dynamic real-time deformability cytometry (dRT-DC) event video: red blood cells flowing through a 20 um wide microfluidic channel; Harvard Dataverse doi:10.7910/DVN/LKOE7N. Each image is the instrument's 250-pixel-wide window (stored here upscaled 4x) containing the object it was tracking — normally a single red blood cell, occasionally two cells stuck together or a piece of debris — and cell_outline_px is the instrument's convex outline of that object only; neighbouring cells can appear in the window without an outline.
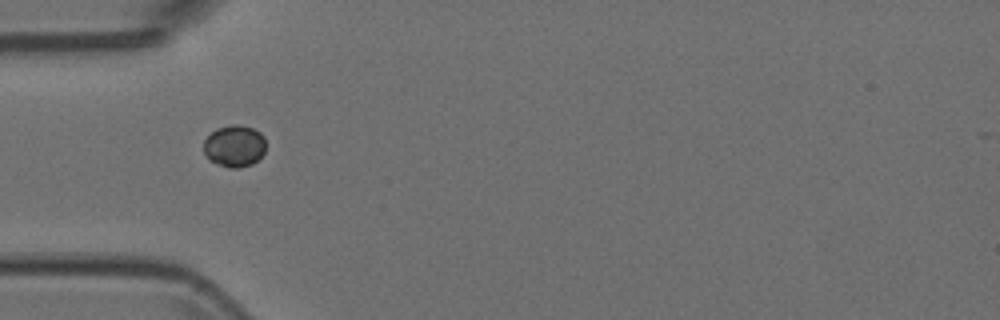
{"species": "Egyptian fruit bat (a non-hibernating species)", "species_latin": "Rousettus aegyptiacus", "temperature_condition": "room temperature", "stored_images_in_passage": 3, "camera_frame_rate_fps": 3000, "um_per_image_px": 0.085, "animal": {"sex": "female"}, "frame": {"image": 1, "passage_image": 1, "time_ms": 0.0, "image_size_px": [1000, 320], "cell_outline_px": [[264, 152], [252, 164], [236, 168], [228, 168], [208, 160], [204, 152], [204, 140], [216, 128], [232, 124], [236, 124], [252, 128], [260, 132], [264, 136]], "centroid_in_image_um": [19.9, 12.41], "position_along_channel_um": 65.1, "area_um2": 15.09}}
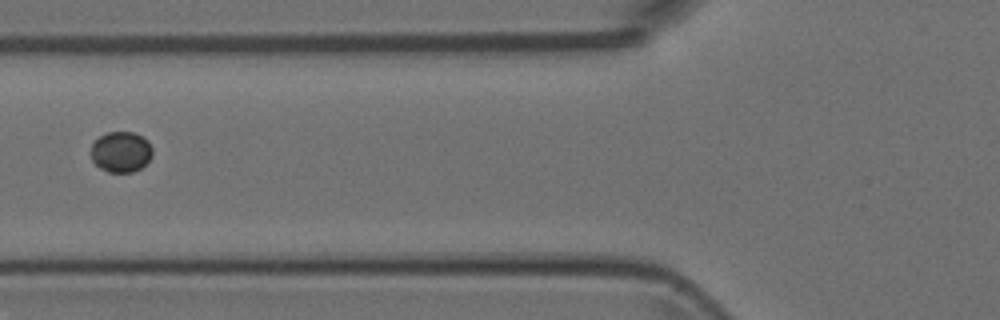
{"frame": {"image": 2, "passage_image": 2, "time_ms": 0.333, "image_size_px": [1000, 320], "cell_outline_px": [[152, 156], [140, 168], [132, 172], [108, 172], [100, 168], [92, 160], [92, 144], [100, 136], [108, 132], [132, 132], [144, 136], [148, 140], [152, 148]], "centroid_in_image_um": [10.3, 12.9], "position_along_channel_um": 115.5, "area_um2": 14.51}}
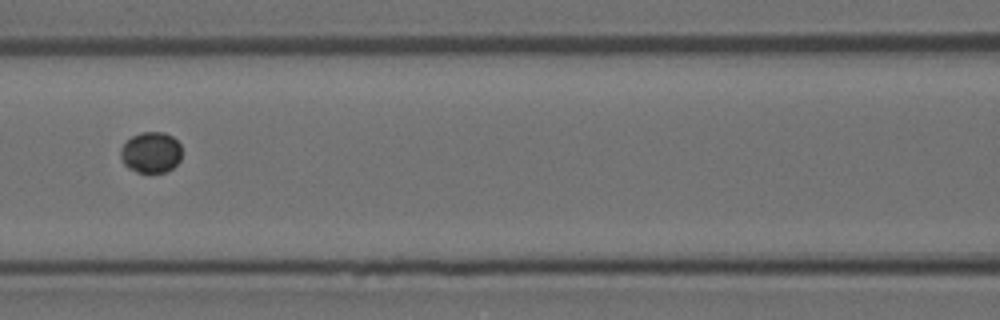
{"frame": {"image": 3, "passage_image": 3, "time_ms": 0.667, "image_size_px": [1000, 320], "cell_outline_px": [[180, 160], [172, 168], [164, 172], [136, 172], [128, 168], [124, 164], [120, 156], [120, 148], [132, 136], [140, 132], [164, 132], [172, 136], [180, 144]], "centroid_in_image_um": [12.81, 12.95], "position_along_channel_um": 153.8, "area_um2": 14.57}}